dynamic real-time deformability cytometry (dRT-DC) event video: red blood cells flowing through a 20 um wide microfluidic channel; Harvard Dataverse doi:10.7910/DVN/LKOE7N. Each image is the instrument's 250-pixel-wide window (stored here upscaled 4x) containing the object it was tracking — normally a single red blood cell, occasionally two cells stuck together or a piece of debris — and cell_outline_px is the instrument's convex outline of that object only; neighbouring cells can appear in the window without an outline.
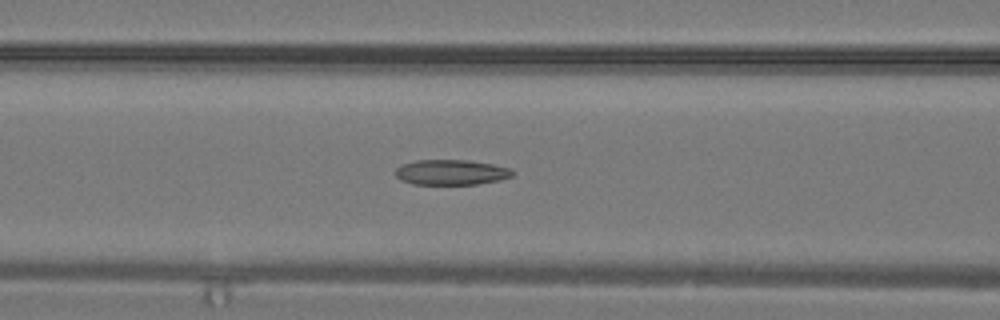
{"species": "common noctule bat (a hibernating species)", "species_latin": "Nyctalus noctula", "temperature_condition": "warm", "stored_images_in_passage": 23, "camera_frame_rate_fps": 3000, "um_per_image_px": 0.085, "animal": {"sex": "male", "body_mass_g": 19.2, "forearm_length_mm": 51.8}, "frame": {"image": 1, "passage_image": 5, "time_ms": 1.333, "image_size_px": [1000, 320], "cell_outline_px": [[516, 172], [512, 176], [500, 180], [476, 184], [412, 184], [400, 180], [396, 176], [396, 168], [400, 164], [416, 160], [468, 160], [492, 164], [512, 168]], "centroid_in_image_um": [38.36, 14.64], "position_along_channel_um": 128.2, "area_um2": 17.4}}
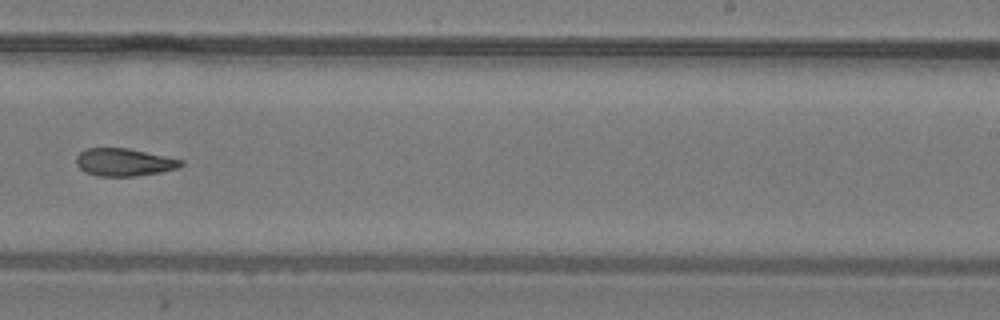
{"frame": {"image": 2, "passage_image": 12, "time_ms": 3.667, "image_size_px": [1000, 320], "cell_outline_px": [[184, 164], [180, 168], [160, 172], [136, 176], [96, 176], [84, 172], [76, 164], [76, 156], [80, 152], [88, 148], [128, 148], [184, 160]], "centroid_in_image_um": [10.56, 13.79], "position_along_channel_um": 278.4, "area_um2": 16.99}}
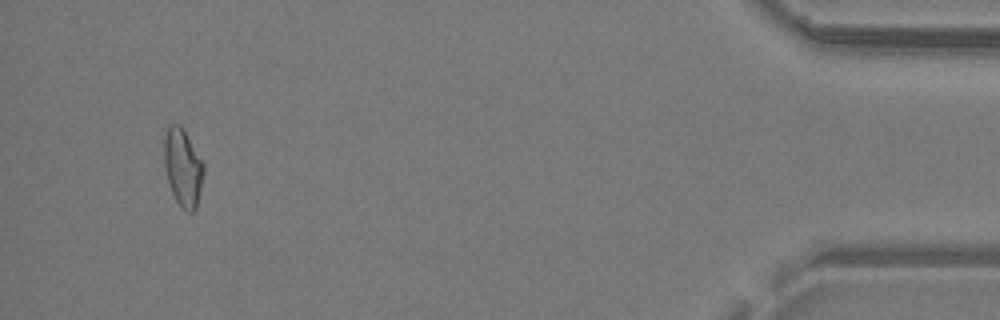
{"frame": {"image": 3, "passage_image": 22, "time_ms": 7.0, "image_size_px": [1000, 320], "cell_outline_px": [[204, 172], [196, 212], [188, 212], [180, 208], [168, 184], [164, 168], [164, 136], [168, 124], [180, 124], [184, 128], [204, 164]], "centroid_in_image_um": [15.54, 14.24], "position_along_channel_um": 419.7, "area_um2": 18.32}}